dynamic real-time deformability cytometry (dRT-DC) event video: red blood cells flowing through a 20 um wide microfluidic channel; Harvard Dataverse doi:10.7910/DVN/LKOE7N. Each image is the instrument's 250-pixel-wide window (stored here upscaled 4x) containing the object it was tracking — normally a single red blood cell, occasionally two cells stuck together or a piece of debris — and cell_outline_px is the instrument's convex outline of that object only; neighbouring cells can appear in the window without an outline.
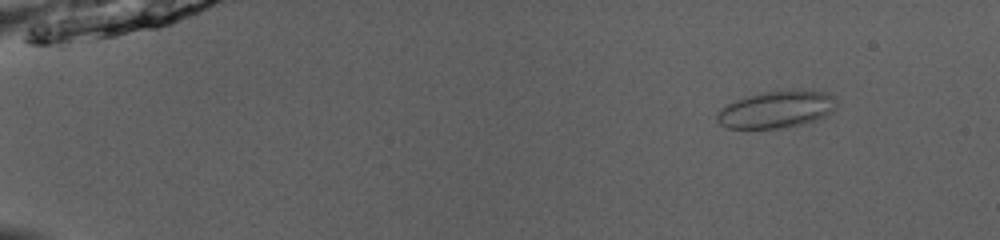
{"species": "common noctule bat (a hibernating species)", "species_latin": "Nyctalus noctula", "temperature_condition": "room temperature", "stored_images_in_passage": 51, "camera_frame_rate_fps": 3000, "um_per_image_px": 0.085, "animal": {"sex": "male", "body_mass_g": 13.0, "forearm_length_mm": 53.1}, "frame": {"image": 1, "passage_image": 7, "time_ms": 2.0, "image_size_px": [1000, 240], "cell_outline_px": [[836, 96], [832, 112], [828, 116], [804, 124], [776, 128], [728, 128], [720, 124], [716, 120], [716, 116], [720, 108], [744, 96], [764, 92], [828, 92]], "centroid_in_image_um": [65.97, 9.33], "position_along_channel_um": 19.0, "area_um2": 25.32}}
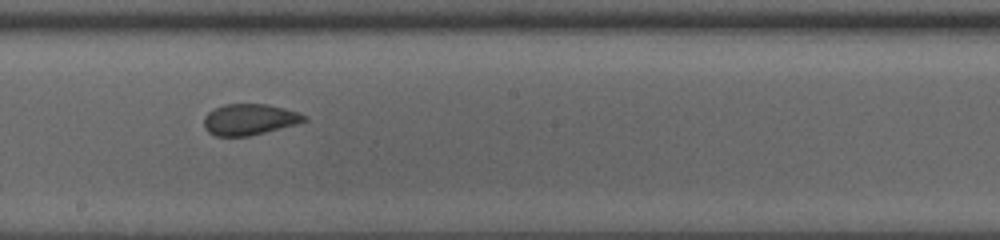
{"frame": {"image": 2, "passage_image": 31, "time_ms": 10.0, "image_size_px": [1000, 240], "cell_outline_px": [[308, 120], [296, 124], [248, 136], [216, 136], [208, 132], [204, 128], [204, 116], [208, 112], [224, 104], [268, 104], [284, 108], [308, 116]], "centroid_in_image_um": [21.19, 10.15], "position_along_channel_um": 227.0, "area_um2": 18.09}}
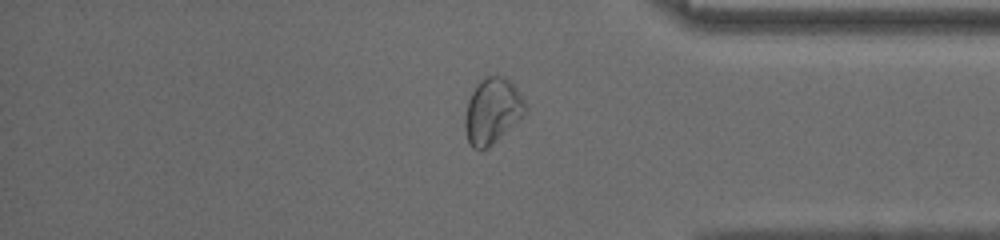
{"frame": {"image": 3, "passage_image": 44, "time_ms": 14.333, "image_size_px": [1000, 240], "cell_outline_px": [[528, 108], [524, 116], [520, 120], [488, 148], [480, 152], [472, 148], [468, 144], [464, 128], [464, 116], [468, 100], [476, 84], [484, 76], [504, 76], [516, 88], [524, 100]], "centroid_in_image_um": [41.83, 9.47], "position_along_channel_um": 393.4, "area_um2": 23.52}, "authors_computed_cell_mechanics": {"area_um2": 20.6924, "velocity_mm_per_s": 4.0694, "shape_relaxation_time_tau1_ms": null, "shape_relaxation_time_tau2_ms": 0.9558, "deformation_change_tau1": null, "deformation_change_tau2": 0.0487}}